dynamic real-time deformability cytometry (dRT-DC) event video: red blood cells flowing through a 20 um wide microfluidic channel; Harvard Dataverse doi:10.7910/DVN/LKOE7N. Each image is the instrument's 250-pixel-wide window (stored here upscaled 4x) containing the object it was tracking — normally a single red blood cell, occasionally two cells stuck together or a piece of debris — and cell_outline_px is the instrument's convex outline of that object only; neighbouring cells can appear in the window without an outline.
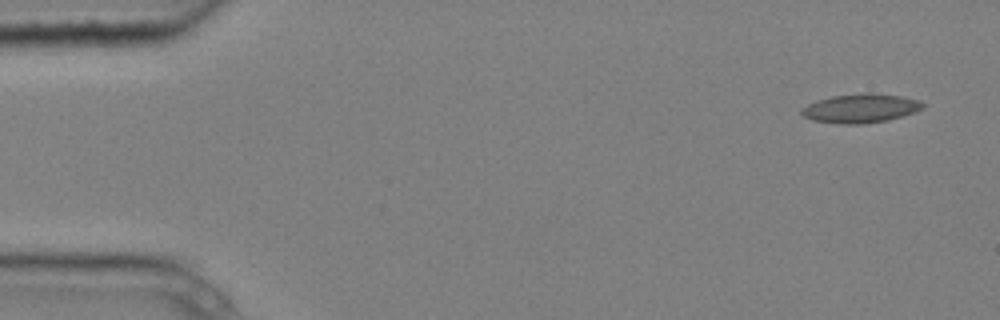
{"species": "common noctule bat (a hibernating species)", "species_latin": "Nyctalus noctula", "temperature_condition": "cold", "stored_images_in_passage": 11, "camera_frame_rate_fps": 3000, "um_per_image_px": 0.085, "animal": {"sex": "male", "body_mass_g": 20.4}, "frame": {"image": 1, "passage_image": 1, "time_ms": 0.0, "image_size_px": [1000, 320], "cell_outline_px": [[924, 108], [916, 112], [888, 120], [864, 124], [840, 124], [812, 120], [804, 116], [800, 112], [800, 108], [816, 100], [832, 96], [864, 92], [872, 92], [900, 96], [920, 100], [924, 104]], "centroid_in_image_um": [73.15, 9.2], "position_along_channel_um": 11.8, "area_um2": 20.75}}
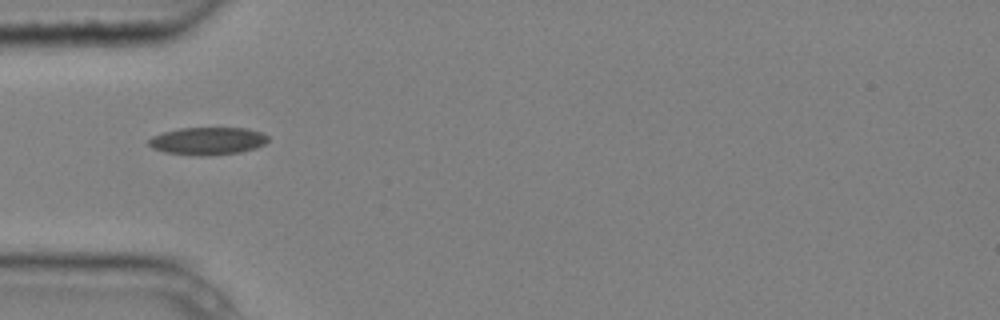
{"frame": {"image": 2, "passage_image": 4, "time_ms": 1.0, "image_size_px": [1000, 320], "cell_outline_px": [[268, 140], [264, 144], [256, 148], [240, 152], [208, 156], [200, 156], [164, 152], [152, 148], [148, 144], [148, 140], [152, 136], [164, 132], [180, 128], [248, 128], [260, 132], [268, 136]], "centroid_in_image_um": [17.64, 11.99], "position_along_channel_um": 67.4, "area_um2": 19.25}}
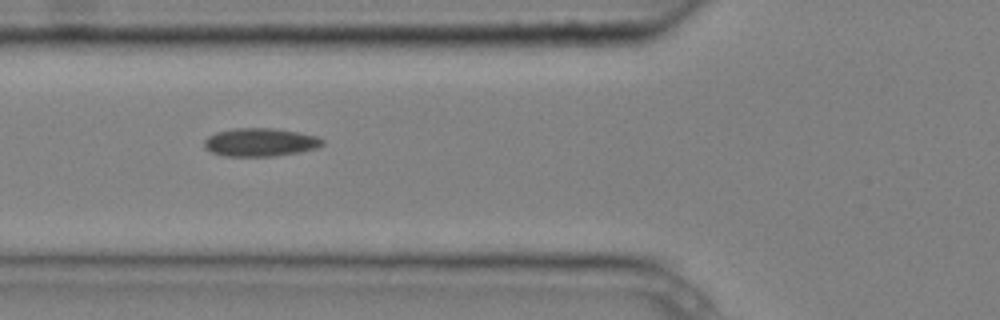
{"frame": {"image": 3, "passage_image": 5, "time_ms": 1.333, "image_size_px": [1000, 320], "cell_outline_px": [[324, 144], [316, 148], [300, 152], [276, 156], [224, 156], [212, 152], [204, 148], [204, 140], [208, 136], [216, 132], [236, 128], [272, 128], [296, 132], [316, 136], [324, 140]], "centroid_in_image_um": [22.1, 12.1], "position_along_channel_um": 103.7, "area_um2": 19.42}}